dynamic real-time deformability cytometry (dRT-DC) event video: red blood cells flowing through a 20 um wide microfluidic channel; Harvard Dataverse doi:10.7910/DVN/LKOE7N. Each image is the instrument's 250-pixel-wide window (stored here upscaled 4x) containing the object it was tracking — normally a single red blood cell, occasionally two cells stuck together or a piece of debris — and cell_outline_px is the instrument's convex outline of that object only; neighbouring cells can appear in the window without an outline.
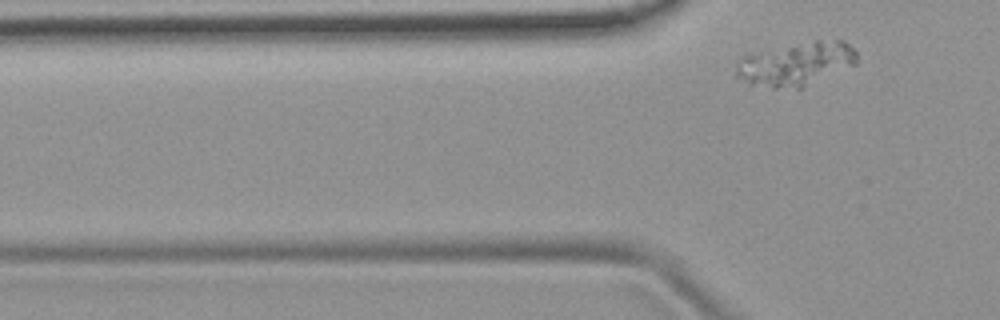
{"species": "common noctule bat (a hibernating species)", "species_latin": "Nyctalus noctula", "temperature_condition": "room temperature", "stored_images_in_passage": 6, "camera_frame_rate_fps": 3000, "um_per_image_px": 0.085, "animal": {"sex": "female", "body_mass_g": 19.9}, "frame": {"image": 1, "passage_image": 6, "time_ms": 6.667, "image_size_px": [1000, 320], "cell_outline_px": [[856, 64], [804, 88], [772, 88], [748, 84], [736, 76], [736, 68], [740, 56], [796, 44], [816, 40], [844, 40], [856, 52]], "centroid_in_image_um": [67.66, 5.46], "position_along_channel_um": 58.1, "area_um2": 30.58}}